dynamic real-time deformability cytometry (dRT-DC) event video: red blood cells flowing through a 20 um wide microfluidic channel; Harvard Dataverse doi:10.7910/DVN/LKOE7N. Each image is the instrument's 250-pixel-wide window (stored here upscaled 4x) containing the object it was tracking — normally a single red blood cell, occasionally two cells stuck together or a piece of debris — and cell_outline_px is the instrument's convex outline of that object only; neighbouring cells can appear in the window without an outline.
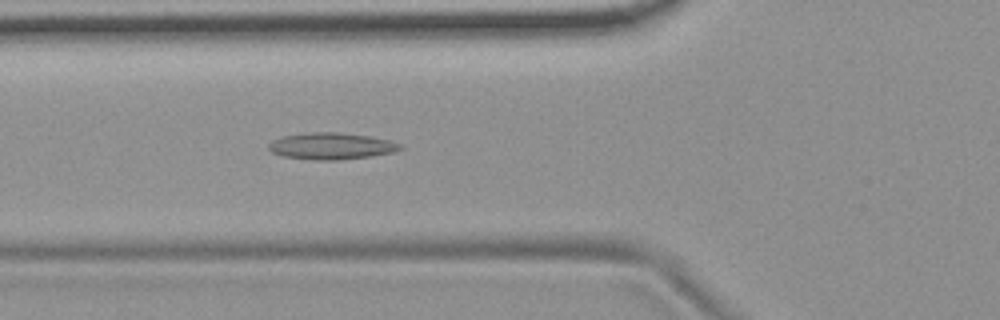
{"species": "common noctule bat (a hibernating species)", "species_latin": "Nyctalus noctula", "temperature_condition": "room temperature", "stored_images_in_passage": 2, "camera_frame_rate_fps": 3000, "um_per_image_px": 0.085, "animal": {"sex": "female", "body_mass_g": 19.9}, "frame": {"image": 1, "passage_image": 2, "time_ms": 0.333, "image_size_px": [1000, 320], "cell_outline_px": [[404, 148], [392, 152], [372, 156], [336, 160], [312, 160], [280, 156], [272, 152], [268, 148], [268, 144], [272, 140], [284, 136], [312, 132], [340, 132], [372, 136], [388, 140], [400, 144]], "centroid_in_image_um": [28.15, 12.42], "position_along_channel_um": 97.7, "area_um2": 20.52}}